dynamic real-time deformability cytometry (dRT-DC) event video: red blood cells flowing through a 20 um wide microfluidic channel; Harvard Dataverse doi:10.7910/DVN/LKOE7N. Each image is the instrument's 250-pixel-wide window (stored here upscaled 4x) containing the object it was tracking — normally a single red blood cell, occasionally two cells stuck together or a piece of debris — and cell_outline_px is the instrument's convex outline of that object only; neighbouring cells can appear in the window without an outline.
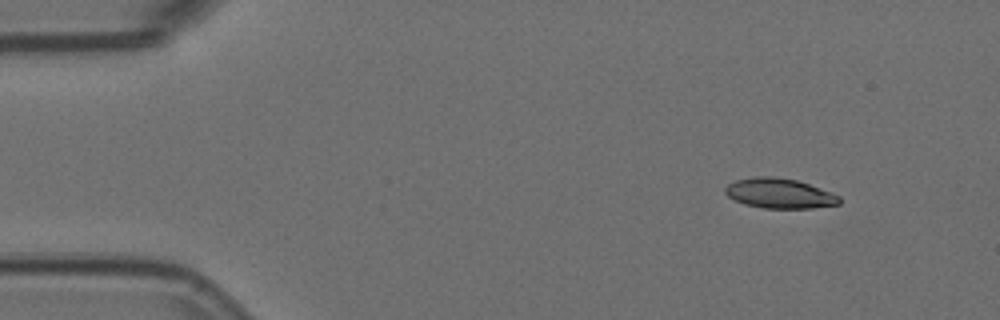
{"species": "Egyptian fruit bat (a non-hibernating species)", "species_latin": "Rousettus aegyptiacus", "temperature_condition": "room temperature", "stored_images_in_passage": 4, "camera_frame_rate_fps": 3000, "um_per_image_px": 0.085, "animal": {"sex": "female"}, "frame": {"image": 1, "passage_image": 1, "time_ms": 0.0, "image_size_px": [1000, 320], "cell_outline_px": [[840, 204], [812, 208], [764, 208], [744, 204], [728, 196], [724, 192], [724, 188], [728, 184], [736, 180], [756, 176], [772, 176], [796, 180], [832, 192], [840, 196]], "centroid_in_image_um": [66.26, 16.43], "position_along_channel_um": 18.7, "area_um2": 19.88}}
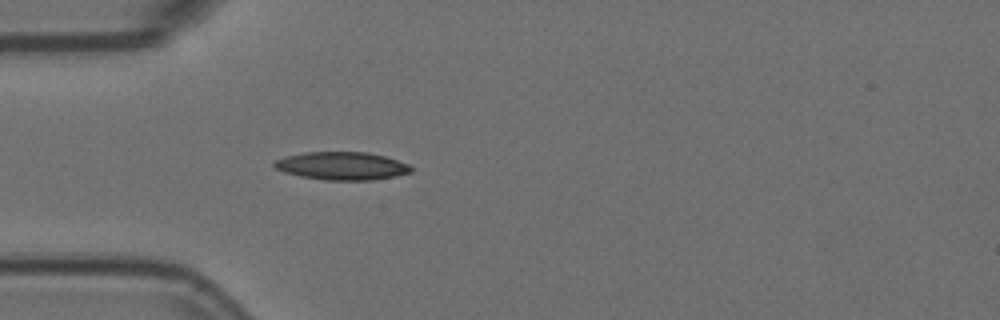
{"frame": {"image": 2, "passage_image": 4, "time_ms": 1.0, "image_size_px": [1000, 320], "cell_outline_px": [[412, 172], [396, 176], [372, 180], [324, 180], [300, 176], [284, 172], [276, 168], [272, 164], [276, 160], [288, 156], [304, 152], [368, 152], [384, 156], [408, 164], [412, 168]], "centroid_in_image_um": [29.07, 14.1], "position_along_channel_um": 55.9, "area_um2": 22.2}}